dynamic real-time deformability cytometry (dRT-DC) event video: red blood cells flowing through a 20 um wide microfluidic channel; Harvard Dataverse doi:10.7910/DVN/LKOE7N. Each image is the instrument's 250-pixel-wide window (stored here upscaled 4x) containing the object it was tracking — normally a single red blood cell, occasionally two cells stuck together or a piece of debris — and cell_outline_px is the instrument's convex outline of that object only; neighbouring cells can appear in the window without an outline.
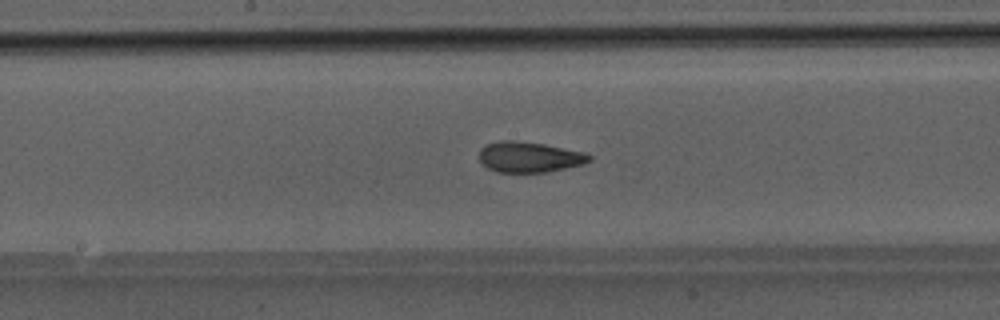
{"species": "Egyptian fruit bat (a non-hibernating species)", "species_latin": "Rousettus aegyptiacus", "temperature_condition": "room temperature", "stored_images_in_passage": 37, "camera_frame_rate_fps": 3000, "um_per_image_px": 0.085, "animal": {"sex": "male"}, "frame": {"image": 1, "passage_image": 14, "time_ms": 4.333, "image_size_px": [1000, 320], "cell_outline_px": [[592, 160], [584, 164], [548, 172], [496, 172], [488, 168], [480, 160], [480, 148], [488, 144], [500, 140], [512, 140], [544, 144], [584, 152], [592, 156]], "centroid_in_image_um": [45.01, 13.35], "position_along_channel_um": 203.2, "area_um2": 19.59}}
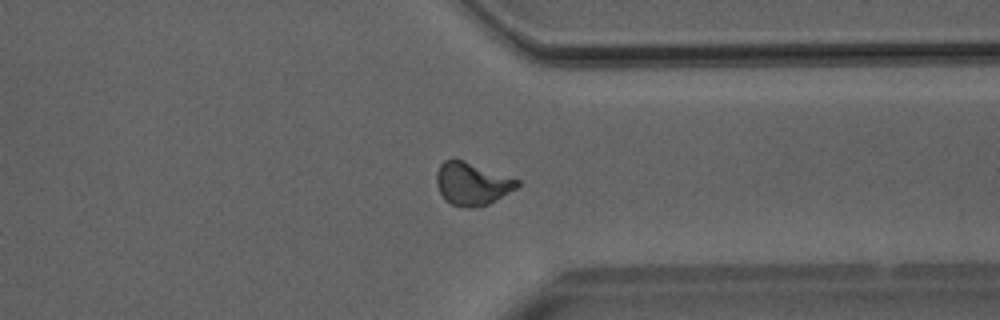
{"frame": {"image": 2, "passage_image": 26, "time_ms": 8.333, "image_size_px": [1000, 320], "cell_outline_px": [[520, 184], [516, 188], [488, 204], [480, 208], [464, 208], [452, 204], [440, 192], [436, 184], [436, 172], [440, 164], [444, 160], [452, 156], [464, 160], [520, 180]], "centroid_in_image_um": [40.1, 15.59], "position_along_channel_um": 371.3, "area_um2": 20.29}}
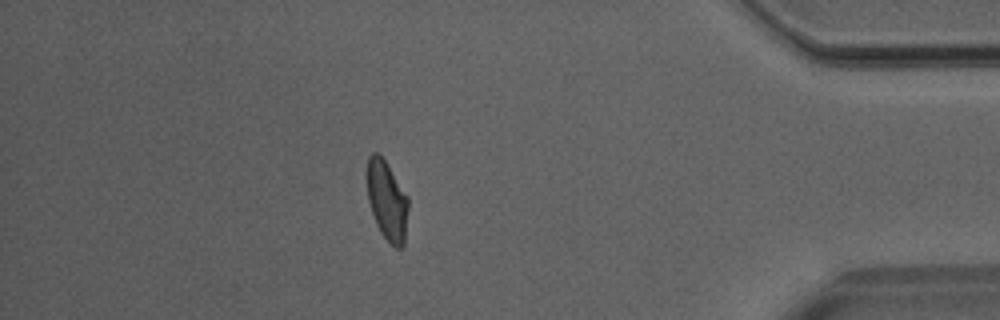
{"frame": {"image": 3, "passage_image": 31, "time_ms": 10.0, "image_size_px": [1000, 320], "cell_outline_px": [[408, 208], [404, 244], [400, 248], [396, 248], [380, 232], [376, 224], [368, 200], [364, 176], [368, 156], [372, 152], [376, 152], [384, 160], [408, 196]], "centroid_in_image_um": [32.85, 17.0], "position_along_channel_um": 402.4, "area_um2": 19.31}}